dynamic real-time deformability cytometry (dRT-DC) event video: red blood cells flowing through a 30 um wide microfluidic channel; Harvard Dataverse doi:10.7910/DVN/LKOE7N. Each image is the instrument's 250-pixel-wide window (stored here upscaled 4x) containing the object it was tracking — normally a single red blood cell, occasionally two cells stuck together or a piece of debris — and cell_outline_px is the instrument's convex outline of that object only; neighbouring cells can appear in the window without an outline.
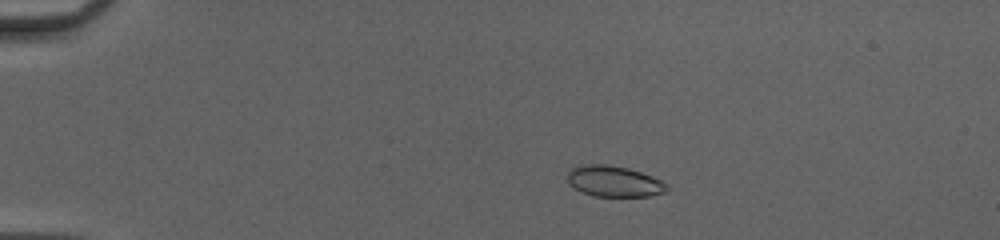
{"species": "common noctule bat (a hibernating species)", "species_latin": "Nyctalus noctula", "temperature_condition": "cold", "stored_images_in_passage": 50, "camera_frame_rate_fps": 3000, "um_per_image_px": 0.085, "animal": {"sex": "female", "body_mass_g": 20.0, "forearm_length_mm": 54.0}, "frame": {"image": 1, "passage_image": 10, "time_ms": 3.0, "image_size_px": [1000, 240], "cell_outline_px": [[672, 188], [668, 192], [648, 196], [592, 196], [580, 192], [568, 184], [568, 172], [572, 168], [580, 164], [608, 164], [628, 168], [652, 176], [668, 184]], "centroid_in_image_um": [52.21, 15.42], "position_along_channel_um": 32.8, "area_um2": 18.26}}
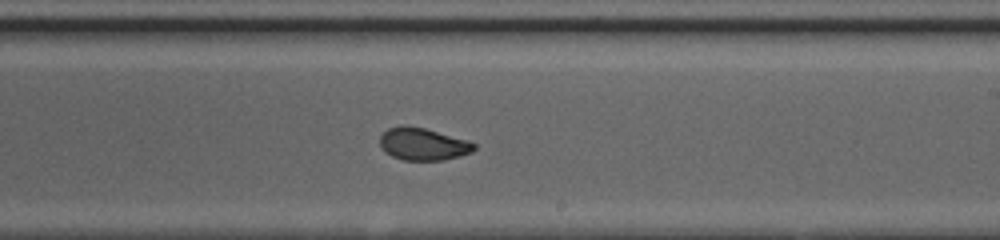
{"frame": {"image": 2, "passage_image": 31, "time_ms": 10.0, "image_size_px": [1000, 240], "cell_outline_px": [[476, 148], [472, 152], [460, 156], [444, 160], [404, 160], [392, 156], [380, 144], [380, 136], [388, 128], [404, 124], [408, 124], [424, 128], [468, 140], [476, 144]], "centroid_in_image_um": [35.98, 12.23], "position_along_channel_um": 253.0, "area_um2": 17.74}}
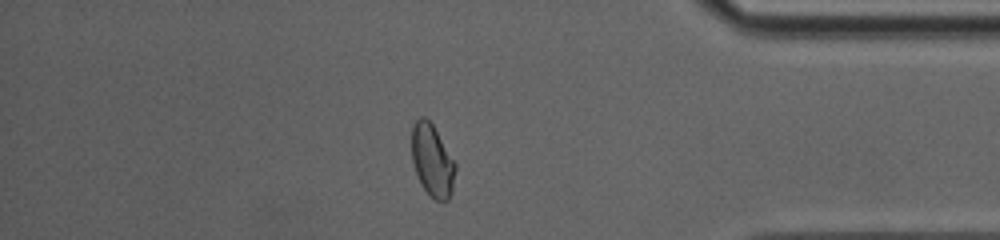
{"frame": {"image": 3, "passage_image": 43, "time_ms": 14.0, "image_size_px": [1000, 240], "cell_outline_px": [[456, 168], [452, 192], [448, 200], [436, 200], [424, 188], [416, 172], [412, 160], [412, 128], [416, 120], [420, 116], [424, 116], [432, 124], [456, 164]], "centroid_in_image_um": [36.75, 13.63], "position_along_channel_um": 398.5, "area_um2": 17.98}, "authors_computed_cell_mechanics": {"area_um2": 18.4671, "velocity_mm_per_s": 4.1991, "shape_relaxation_time_tau1_ms": 5.2535, "shape_relaxation_time_tau2_ms": 0.9412, "deformation_change_tau1": 0.1377, "deformation_change_tau2": 0.0519}}